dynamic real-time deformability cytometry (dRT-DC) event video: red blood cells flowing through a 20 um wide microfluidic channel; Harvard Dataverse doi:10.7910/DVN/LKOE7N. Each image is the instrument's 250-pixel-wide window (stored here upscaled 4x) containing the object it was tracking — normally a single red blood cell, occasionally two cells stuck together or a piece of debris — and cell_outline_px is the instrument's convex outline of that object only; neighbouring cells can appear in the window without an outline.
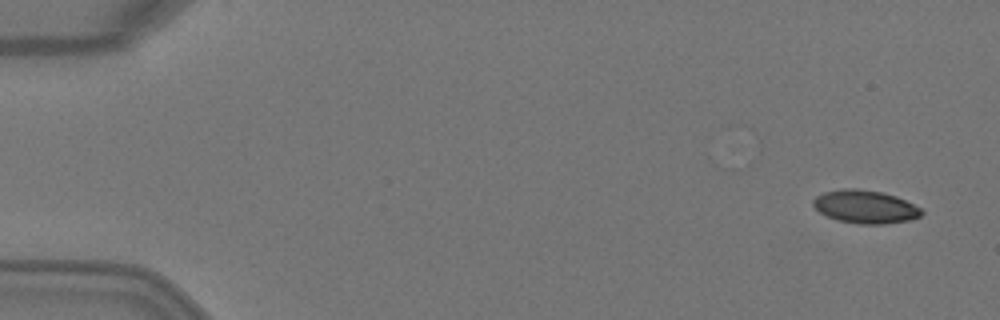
{"species": "Egyptian fruit bat (a non-hibernating species)", "species_latin": "Rousettus aegyptiacus", "temperature_condition": "warm", "stored_images_in_passage": 4, "camera_frame_rate_fps": 3000, "um_per_image_px": 0.085, "animal": {"sex": "female"}, "frame": {"image": 1, "passage_image": 1, "time_ms": 0.0, "image_size_px": [1000, 320], "cell_outline_px": [[924, 212], [920, 216], [908, 220], [884, 224], [860, 224], [836, 220], [820, 212], [812, 204], [812, 200], [816, 196], [824, 192], [844, 188], [856, 188], [880, 192], [896, 196], [920, 208]], "centroid_in_image_um": [73.52, 17.57], "position_along_channel_um": 11.5, "area_um2": 20.75}}
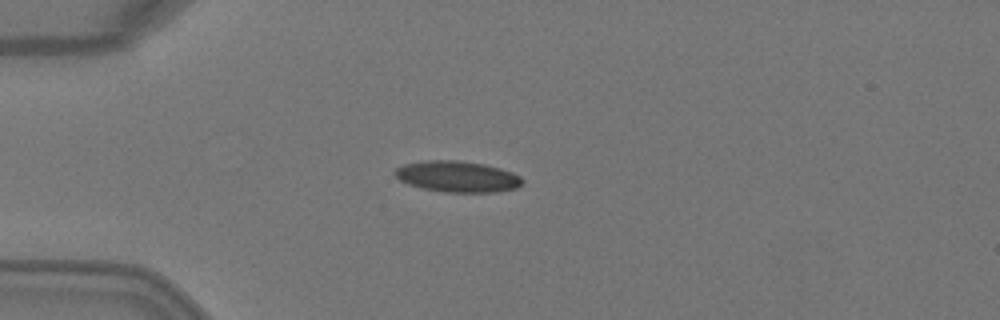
{"frame": {"image": 2, "passage_image": 4, "time_ms": 1.0, "image_size_px": [1000, 320], "cell_outline_px": [[524, 184], [516, 188], [496, 192], [444, 192], [420, 188], [408, 184], [400, 180], [392, 172], [396, 168], [404, 164], [424, 160], [456, 160], [484, 164], [500, 168], [512, 172], [520, 176], [524, 180]], "centroid_in_image_um": [38.88, 15.01], "position_along_channel_um": 46.1, "area_um2": 23.29}}